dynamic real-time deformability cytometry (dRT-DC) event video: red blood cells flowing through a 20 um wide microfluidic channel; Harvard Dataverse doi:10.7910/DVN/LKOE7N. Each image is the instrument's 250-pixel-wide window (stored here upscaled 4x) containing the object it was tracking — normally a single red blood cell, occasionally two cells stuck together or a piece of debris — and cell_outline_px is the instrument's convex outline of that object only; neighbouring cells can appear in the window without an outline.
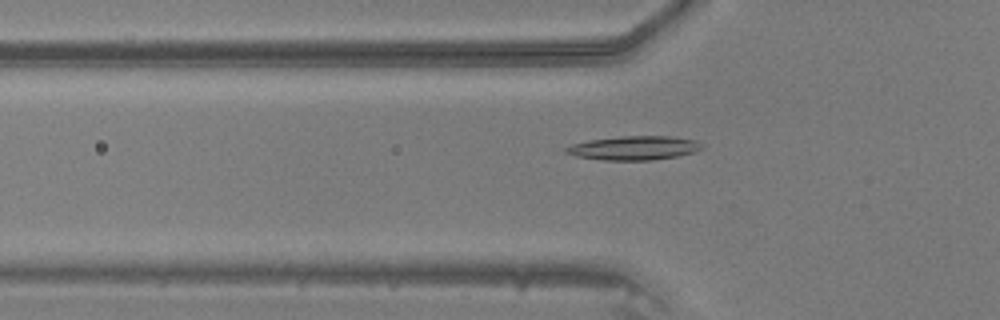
{"species": "common noctule bat (a hibernating species)", "species_latin": "Nyctalus noctula", "temperature_condition": "warm", "stored_images_in_passage": 48, "camera_frame_rate_fps": 3000, "um_per_image_px": 0.085, "animal": {"sex": "male", "body_mass_g": 20.5, "forearm_length_mm": 52.5}, "frame": {"image": 1, "passage_image": 17, "time_ms": 5.333, "image_size_px": [1000, 320], "cell_outline_px": [[704, 148], [692, 152], [676, 156], [652, 160], [604, 160], [576, 156], [564, 152], [564, 148], [572, 144], [592, 140], [620, 136], [672, 136], [696, 140], [704, 144]], "centroid_in_image_um": [53.92, 12.57], "position_along_channel_um": 71.9, "area_um2": 18.9}}
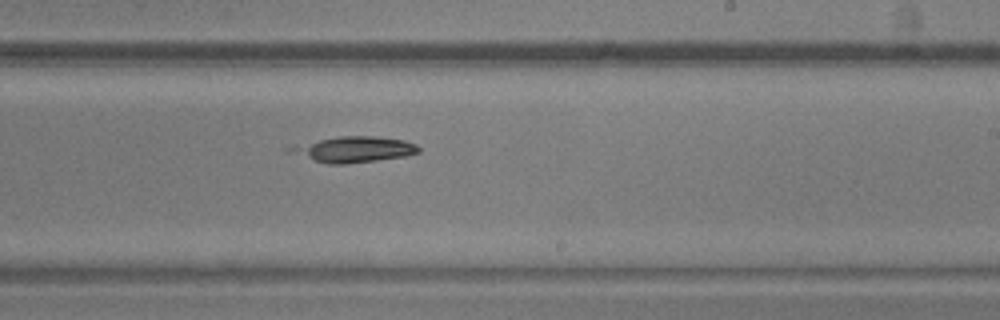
{"frame": {"image": 2, "passage_image": 30, "time_ms": 9.667, "image_size_px": [1000, 320], "cell_outline_px": [[420, 152], [404, 156], [376, 160], [344, 164], [328, 164], [284, 152], [284, 148], [320, 140], [340, 136], [372, 136], [404, 140], [416, 144], [420, 148]], "centroid_in_image_um": [30.04, 12.7], "position_along_channel_um": 259.0, "area_um2": 19.13}}
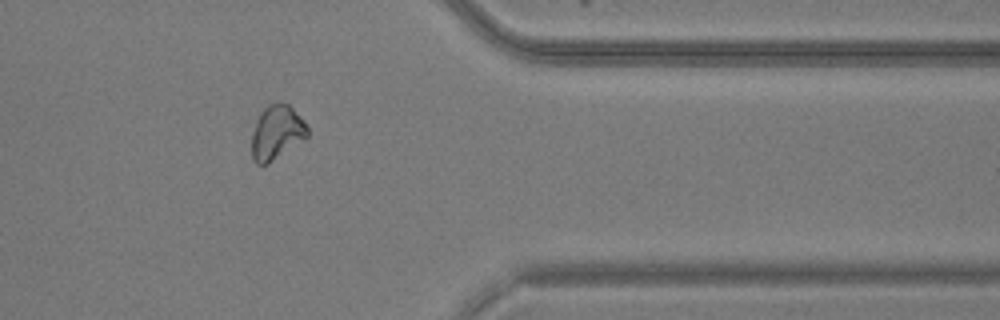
{"frame": {"image": 3, "passage_image": 40, "time_ms": 13.0, "image_size_px": [1000, 320], "cell_outline_px": [[308, 136], [268, 164], [256, 164], [252, 160], [252, 132], [256, 120], [260, 112], [268, 104], [288, 104], [292, 108], [308, 128]], "centroid_in_image_um": [23.48, 11.28], "position_along_channel_um": 387.9, "area_um2": 17.28}}